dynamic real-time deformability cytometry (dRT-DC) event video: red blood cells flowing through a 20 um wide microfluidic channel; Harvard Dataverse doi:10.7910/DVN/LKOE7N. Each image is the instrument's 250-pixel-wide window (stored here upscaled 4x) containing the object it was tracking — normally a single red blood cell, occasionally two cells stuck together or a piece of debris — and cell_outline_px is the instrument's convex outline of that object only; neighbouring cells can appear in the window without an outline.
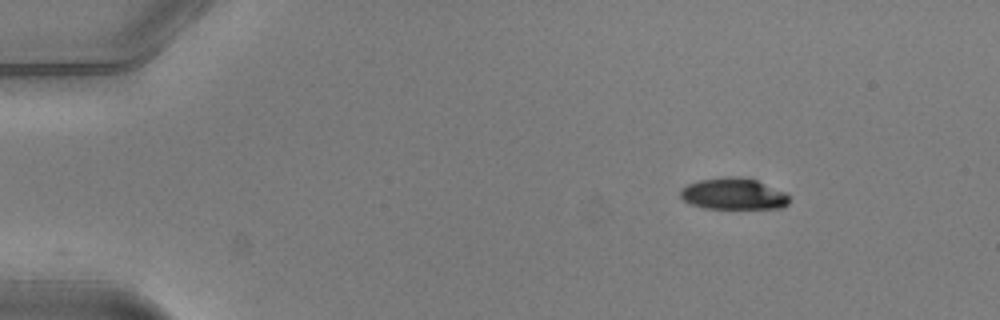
{"species": "common noctule bat (a hibernating species)", "species_latin": "Nyctalus noctula", "temperature_condition": "warm", "stored_images_in_passage": 16, "camera_frame_rate_fps": 3000, "um_per_image_px": 0.085, "animal": {"sex": "male", "body_mass_g": 20.5, "forearm_length_mm": 52.5}, "frame": {"image": 1, "passage_image": 1, "time_ms": 0.0, "image_size_px": [1000, 320], "cell_outline_px": [[788, 204], [780, 208], [704, 208], [688, 204], [680, 196], [680, 188], [688, 184], [700, 180], [728, 176], [740, 176], [756, 180], [784, 192], [788, 196]], "centroid_in_image_um": [62.29, 16.48], "position_along_channel_um": 22.7, "area_um2": 19.88}}
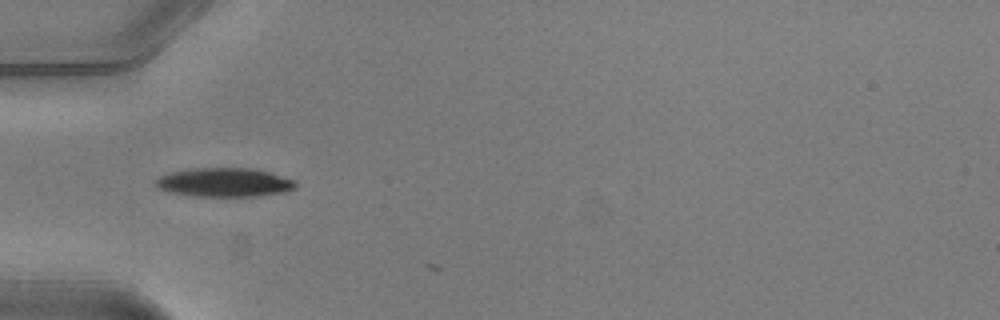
{"frame": {"image": 2, "passage_image": 11, "time_ms": 3.333, "image_size_px": [1000, 320], "cell_outline_px": [[296, 188], [284, 192], [256, 196], [196, 196], [172, 192], [160, 188], [152, 184], [160, 176], [172, 172], [192, 168], [256, 168], [292, 180], [296, 184]], "centroid_in_image_um": [19.06, 15.5], "position_along_channel_um": 65.9, "area_um2": 23.29}}
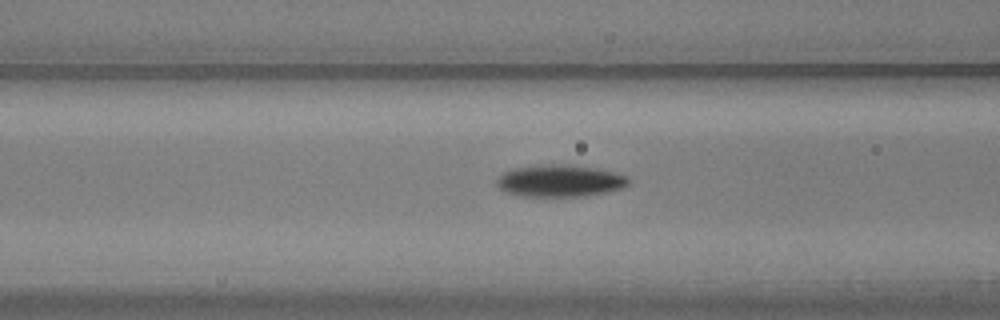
{"frame": {"image": 3, "passage_image": 15, "time_ms": 4.667, "image_size_px": [1000, 320], "cell_outline_px": [[632, 180], [628, 184], [620, 188], [608, 192], [584, 196], [520, 196], [508, 192], [500, 188], [496, 184], [496, 180], [504, 172], [516, 168], [540, 164], [568, 164], [596, 168], [628, 176]], "centroid_in_image_um": [47.61, 15.36], "position_along_channel_um": 119.0, "area_um2": 24.57}}